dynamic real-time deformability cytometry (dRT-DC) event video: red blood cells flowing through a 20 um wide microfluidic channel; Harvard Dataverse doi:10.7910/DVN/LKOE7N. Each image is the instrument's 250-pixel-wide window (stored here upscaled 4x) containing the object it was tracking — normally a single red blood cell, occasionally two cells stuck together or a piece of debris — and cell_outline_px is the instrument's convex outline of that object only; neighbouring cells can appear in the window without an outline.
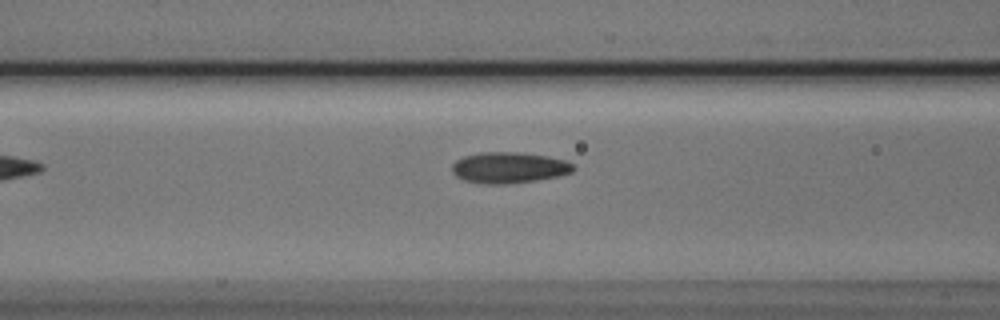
{"species": "Egyptian fruit bat (a non-hibernating species)", "species_latin": "Rousettus aegyptiacus", "temperature_condition": "cold", "stored_images_in_passage": 5, "segment_of_instrument_passage": [2, 2], "camera_frame_rate_fps": 3000, "um_per_image_px": 0.085, "animal": {"sex": "male"}, "frame": {"image": 1, "passage_image": 5, "time_ms": 1.333, "image_size_px": [1000, 320], "cell_outline_px": [[576, 168], [572, 172], [560, 176], [536, 180], [504, 184], [484, 184], [464, 180], [456, 176], [452, 172], [452, 164], [456, 160], [464, 156], [480, 152], [520, 152], [548, 156], [564, 160], [572, 164]], "centroid_in_image_um": [43.26, 14.24], "position_along_channel_um": 123.3, "area_um2": 22.02}}